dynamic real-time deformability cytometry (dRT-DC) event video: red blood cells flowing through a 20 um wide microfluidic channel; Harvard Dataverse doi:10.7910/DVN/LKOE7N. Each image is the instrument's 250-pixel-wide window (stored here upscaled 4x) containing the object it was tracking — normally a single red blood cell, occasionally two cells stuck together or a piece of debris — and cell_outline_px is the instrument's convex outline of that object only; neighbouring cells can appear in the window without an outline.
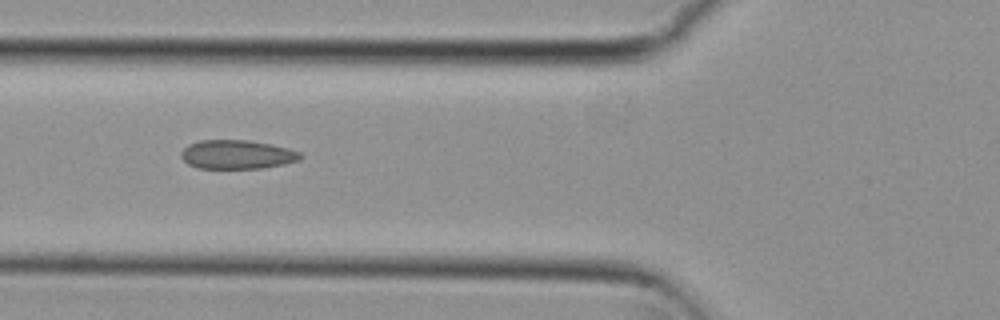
{"species": "common noctule bat (a hibernating species)", "species_latin": "Nyctalus noctula", "temperature_condition": "cold", "stored_images_in_passage": 7, "camera_frame_rate_fps": 3000, "um_per_image_px": 0.085, "animal": {"sex": "female", "body_mass_g": 29.2, "forearm_length_mm": 56.3}, "frame": {"image": 1, "passage_image": 5, "time_ms": 1.333, "image_size_px": [1000, 320], "cell_outline_px": [[304, 156], [300, 160], [284, 164], [264, 168], [196, 168], [188, 164], [180, 156], [180, 152], [188, 144], [200, 140], [248, 140], [272, 144], [288, 148], [300, 152]], "centroid_in_image_um": [20.16, 13.13], "position_along_channel_um": 105.6, "area_um2": 20.29}}
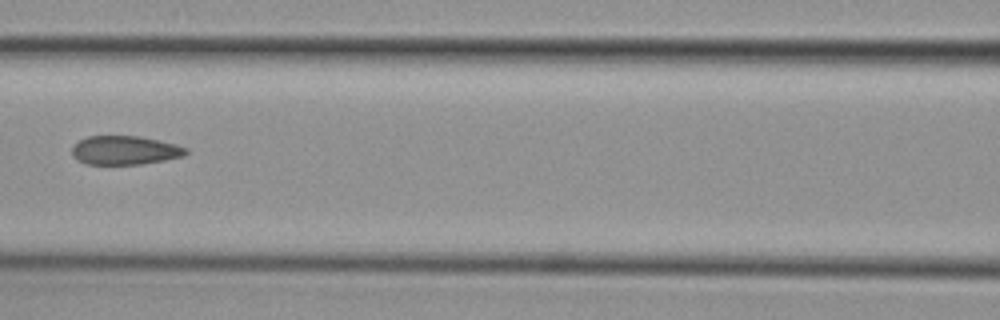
{"frame": {"image": 2, "passage_image": 6, "time_ms": 1.667, "image_size_px": [1000, 320], "cell_outline_px": [[188, 152], [184, 156], [164, 160], [140, 164], [84, 164], [76, 160], [72, 156], [72, 148], [80, 140], [88, 136], [140, 136], [176, 144], [188, 148]], "centroid_in_image_um": [10.61, 12.78], "position_along_channel_um": 156.0, "area_um2": 19.19}}